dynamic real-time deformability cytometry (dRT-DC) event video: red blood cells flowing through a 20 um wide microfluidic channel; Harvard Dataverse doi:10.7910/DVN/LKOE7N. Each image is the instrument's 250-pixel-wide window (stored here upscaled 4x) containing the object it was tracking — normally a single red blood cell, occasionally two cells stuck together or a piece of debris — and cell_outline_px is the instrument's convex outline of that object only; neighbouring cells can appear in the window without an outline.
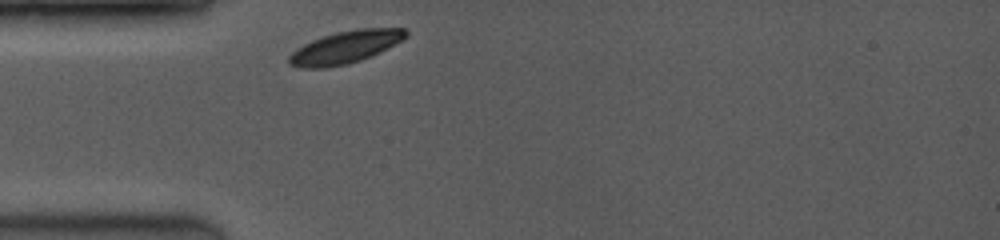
{"species": "common noctule bat (a hibernating species)", "species_latin": "Nyctalus noctula", "temperature_condition": "room temperature", "stored_images_in_passage": 34, "camera_frame_rate_fps": 3500, "um_per_image_px": 0.085, "animal": {"sex": "female", "body_mass_g": 19.0, "forearm_length_mm": 53.3}, "frame": {"image": 1, "passage_image": 1, "time_ms": 0.0, "image_size_px": [1000, 240], "cell_outline_px": [[408, 36], [380, 52], [372, 56], [360, 60], [344, 64], [324, 68], [300, 68], [288, 64], [288, 56], [296, 48], [312, 40], [336, 32], [356, 28], [404, 28], [408, 32]], "centroid_in_image_um": [29.33, 4.01], "position_along_channel_um": 55.7, "area_um2": 22.02}}
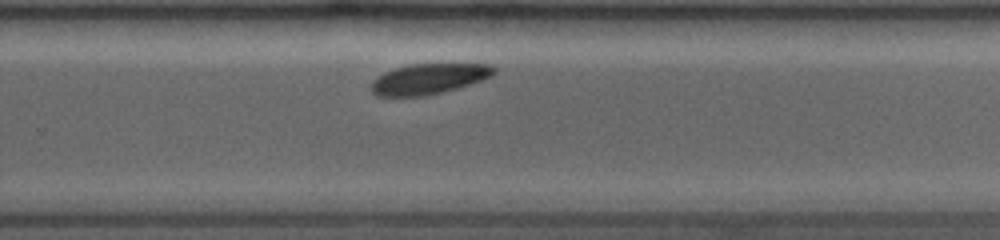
{"frame": {"image": 2, "passage_image": 22, "time_ms": 6.286, "image_size_px": [1000, 240], "cell_outline_px": [[496, 72], [492, 76], [456, 88], [424, 96], [376, 96], [372, 92], [372, 80], [376, 76], [384, 72], [396, 68], [412, 64], [440, 60], [456, 60], [488, 64], [496, 68]], "centroid_in_image_um": [36.52, 6.62], "position_along_channel_um": 293.3, "area_um2": 22.89}}
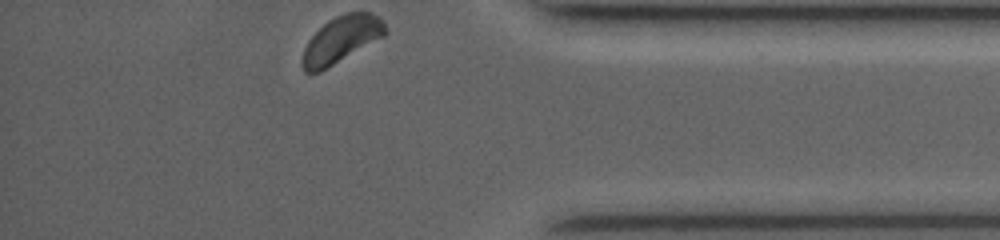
{"frame": {"image": 3, "passage_image": 34, "time_ms": 9.429, "image_size_px": [1000, 240], "cell_outline_px": [[388, 32], [384, 36], [320, 72], [304, 72], [300, 64], [300, 60], [304, 48], [308, 40], [328, 20], [336, 16], [348, 12], [372, 12], [384, 20]], "centroid_in_image_um": [29.01, 3.36], "position_along_channel_um": 406.2, "area_um2": 22.6}, "authors_computed_cell_mechanics": {"area_um2": 22.8888, "velocity_mm_per_s": 3.895, "shape_relaxation_time_tau1_ms": 1.4616, "shape_relaxation_time_tau2_ms": null, "deformation_change_tau1": 0.0717, "deformation_change_tau2": null}}